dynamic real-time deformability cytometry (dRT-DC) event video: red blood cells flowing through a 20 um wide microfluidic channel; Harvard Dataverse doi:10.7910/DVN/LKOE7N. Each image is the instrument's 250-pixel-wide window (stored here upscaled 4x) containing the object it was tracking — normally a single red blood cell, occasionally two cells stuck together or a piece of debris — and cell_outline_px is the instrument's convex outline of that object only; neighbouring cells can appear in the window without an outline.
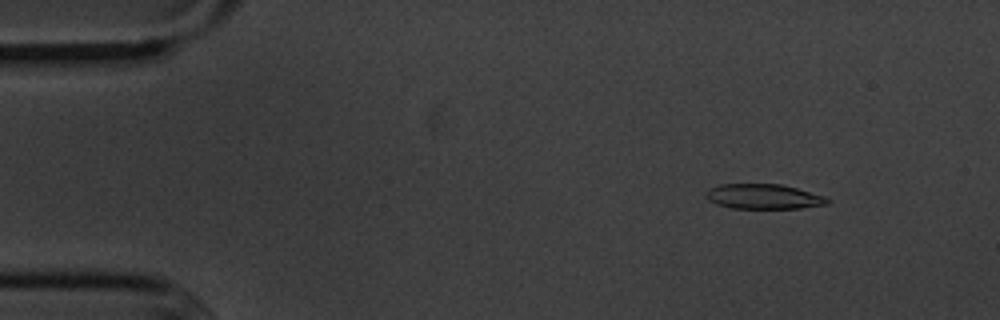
{"species": "common noctule bat (a hibernating species)", "species_latin": "Nyctalus noctula", "temperature_condition": "cold", "stored_images_in_passage": 54, "camera_frame_rate_fps": 3000, "um_per_image_px": 0.085, "animal": {"sex": "male", "body_mass_g": 20.1, "forearm_length_mm": 53.5}, "frame": {"image": 1, "passage_image": 6, "time_ms": 1.667, "image_size_px": [1000, 320], "cell_outline_px": [[832, 200], [828, 204], [800, 208], [732, 208], [716, 204], [708, 200], [704, 196], [704, 192], [708, 188], [720, 184], [780, 184], [796, 188], [824, 196]], "centroid_in_image_um": [64.86, 16.7], "position_along_channel_um": 20.1, "area_um2": 17.74}}
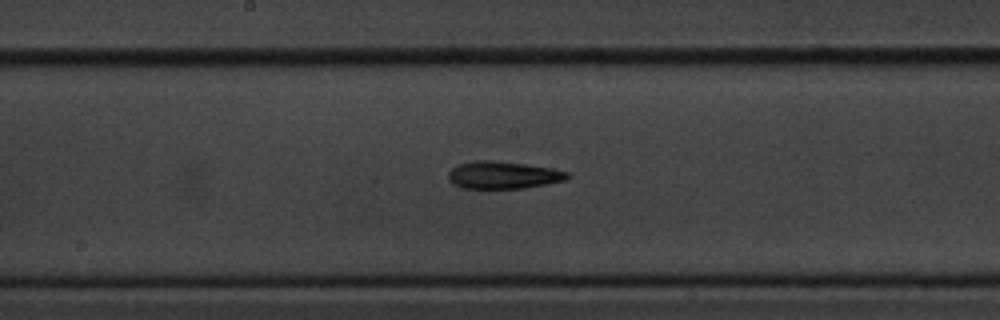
{"frame": {"image": 2, "passage_image": 28, "time_ms": 9.0, "image_size_px": [1000, 320], "cell_outline_px": [[572, 176], [564, 180], [524, 188], [460, 188], [452, 184], [448, 180], [448, 172], [452, 168], [460, 164], [480, 160], [492, 160], [524, 164], [552, 168], [568, 172]], "centroid_in_image_um": [42.74, 14.88], "position_along_channel_um": 205.5, "area_um2": 18.9}}
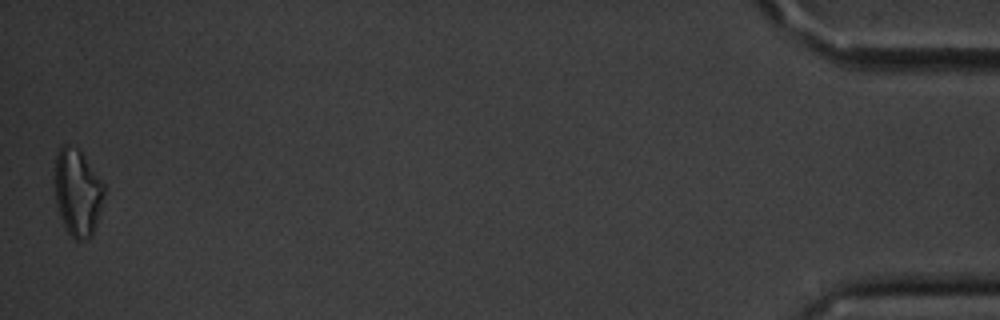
{"frame": {"image": 3, "passage_image": 54, "time_ms": 17.667, "image_size_px": [1000, 320], "cell_outline_px": [[104, 196], [100, 212], [92, 236], [88, 240], [76, 240], [68, 232], [60, 216], [56, 204], [52, 180], [52, 176], [56, 156], [60, 144], [68, 144], [80, 148], [104, 184]], "centroid_in_image_um": [6.55, 16.3], "position_along_channel_um": 428.6, "area_um2": 25.84}, "authors_computed_cell_mechanics": {"area_um2": 18.9584, "velocity_mm_per_s": 3.6267, "shape_relaxation_time_tau1_ms": 3.7594, "shape_relaxation_time_tau2_ms": null, "deformation_change_tau1": 0.1253, "deformation_change_tau2": null}}